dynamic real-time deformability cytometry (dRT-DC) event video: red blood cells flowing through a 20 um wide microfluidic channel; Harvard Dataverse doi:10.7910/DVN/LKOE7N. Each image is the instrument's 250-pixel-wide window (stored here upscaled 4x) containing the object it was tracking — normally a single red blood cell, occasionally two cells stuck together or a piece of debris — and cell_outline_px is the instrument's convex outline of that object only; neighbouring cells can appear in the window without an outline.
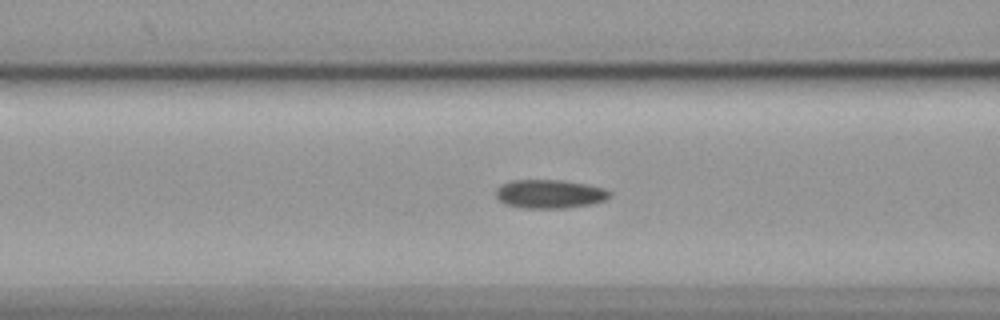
{"species": "common noctule bat (a hibernating species)", "species_latin": "Nyctalus noctula", "temperature_condition": "cold", "stored_images_in_passage": 50, "camera_frame_rate_fps": 3000, "um_per_image_px": 0.085, "animal": {"sex": "female", "body_mass_g": 19.9}, "frame": {"image": 1, "passage_image": 22, "time_ms": 7.0, "image_size_px": [1000, 320], "cell_outline_px": [[612, 196], [604, 200], [592, 204], [564, 208], [524, 208], [504, 204], [496, 196], [496, 188], [500, 184], [512, 180], [564, 180], [588, 184], [604, 188], [612, 192]], "centroid_in_image_um": [46.74, 16.48], "position_along_channel_um": 119.9, "area_um2": 19.25}}
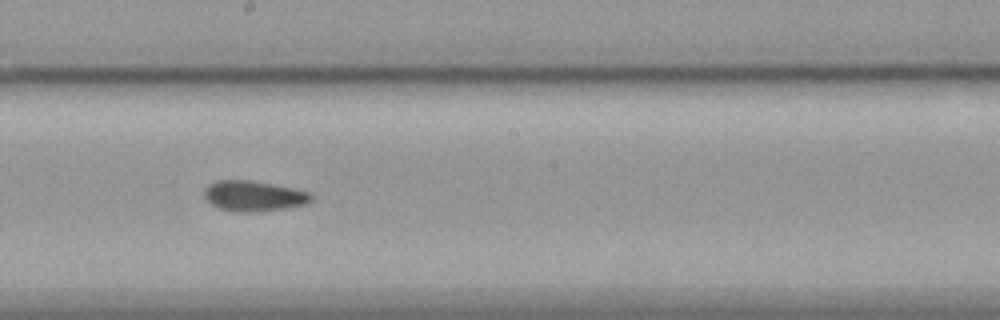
{"frame": {"image": 2, "passage_image": 31, "time_ms": 10.0, "image_size_px": [1000, 320], "cell_outline_px": [[312, 200], [304, 204], [288, 208], [252, 212], [236, 212], [220, 208], [204, 200], [204, 188], [208, 184], [216, 180], [248, 180], [272, 184], [312, 192]], "centroid_in_image_um": [21.54, 16.66], "position_along_channel_um": 226.7, "area_um2": 19.07}}
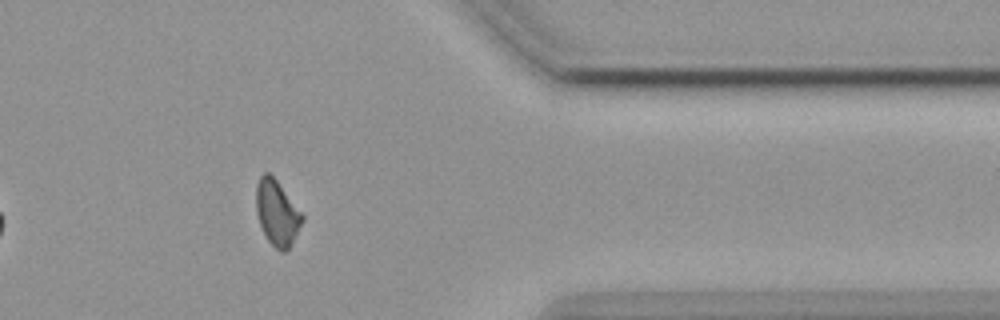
{"frame": {"image": 3, "passage_image": 46, "time_ms": 15.0, "image_size_px": [1000, 320], "cell_outline_px": [[304, 220], [288, 248], [284, 252], [280, 252], [268, 240], [260, 224], [256, 212], [256, 184], [260, 176], [264, 172], [268, 172], [276, 180], [304, 216]], "centroid_in_image_um": [23.53, 18.08], "position_along_channel_um": 387.9, "area_um2": 17.17}, "authors_computed_cell_mechanics": {"area_um2": 18.5538, "velocity_mm_per_s": 3.5727, "shape_relaxation_time_tau1_ms": null, "shape_relaxation_time_tau2_ms": 6.048, "deformation_change_tau1": null, "deformation_change_tau2": 0.13}}